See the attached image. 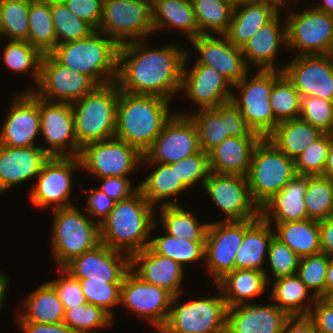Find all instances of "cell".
Returning a JSON list of instances; mask_svg holds the SVG:
<instances>
[{
	"label": "cell",
	"mask_w": 333,
	"mask_h": 333,
	"mask_svg": "<svg viewBox=\"0 0 333 333\" xmlns=\"http://www.w3.org/2000/svg\"><path fill=\"white\" fill-rule=\"evenodd\" d=\"M329 138H330V142L331 144H333V125L332 127L330 128V130L327 132Z\"/></svg>",
	"instance_id": "72"
},
{
	"label": "cell",
	"mask_w": 333,
	"mask_h": 333,
	"mask_svg": "<svg viewBox=\"0 0 333 333\" xmlns=\"http://www.w3.org/2000/svg\"><path fill=\"white\" fill-rule=\"evenodd\" d=\"M301 99L299 91L284 73L274 81L269 102L273 114L279 122L299 119Z\"/></svg>",
	"instance_id": "48"
},
{
	"label": "cell",
	"mask_w": 333,
	"mask_h": 333,
	"mask_svg": "<svg viewBox=\"0 0 333 333\" xmlns=\"http://www.w3.org/2000/svg\"><path fill=\"white\" fill-rule=\"evenodd\" d=\"M184 115H189L196 125L200 150L208 153L228 138L224 127V104Z\"/></svg>",
	"instance_id": "43"
},
{
	"label": "cell",
	"mask_w": 333,
	"mask_h": 333,
	"mask_svg": "<svg viewBox=\"0 0 333 333\" xmlns=\"http://www.w3.org/2000/svg\"><path fill=\"white\" fill-rule=\"evenodd\" d=\"M309 317L313 320L318 333H333V301L316 298Z\"/></svg>",
	"instance_id": "62"
},
{
	"label": "cell",
	"mask_w": 333,
	"mask_h": 333,
	"mask_svg": "<svg viewBox=\"0 0 333 333\" xmlns=\"http://www.w3.org/2000/svg\"><path fill=\"white\" fill-rule=\"evenodd\" d=\"M50 10L57 37V45L88 37L95 30L80 20L61 2H50Z\"/></svg>",
	"instance_id": "50"
},
{
	"label": "cell",
	"mask_w": 333,
	"mask_h": 333,
	"mask_svg": "<svg viewBox=\"0 0 333 333\" xmlns=\"http://www.w3.org/2000/svg\"><path fill=\"white\" fill-rule=\"evenodd\" d=\"M268 284L264 271L234 269L210 287L220 289L228 308H230L261 297L264 292L270 289Z\"/></svg>",
	"instance_id": "34"
},
{
	"label": "cell",
	"mask_w": 333,
	"mask_h": 333,
	"mask_svg": "<svg viewBox=\"0 0 333 333\" xmlns=\"http://www.w3.org/2000/svg\"><path fill=\"white\" fill-rule=\"evenodd\" d=\"M49 155L40 145L8 147L0 145V196L13 186L38 176Z\"/></svg>",
	"instance_id": "25"
},
{
	"label": "cell",
	"mask_w": 333,
	"mask_h": 333,
	"mask_svg": "<svg viewBox=\"0 0 333 333\" xmlns=\"http://www.w3.org/2000/svg\"><path fill=\"white\" fill-rule=\"evenodd\" d=\"M98 31L119 46L148 39L154 34L149 0H103Z\"/></svg>",
	"instance_id": "10"
},
{
	"label": "cell",
	"mask_w": 333,
	"mask_h": 333,
	"mask_svg": "<svg viewBox=\"0 0 333 333\" xmlns=\"http://www.w3.org/2000/svg\"><path fill=\"white\" fill-rule=\"evenodd\" d=\"M288 317L273 302L239 304L228 308L226 333H282Z\"/></svg>",
	"instance_id": "26"
},
{
	"label": "cell",
	"mask_w": 333,
	"mask_h": 333,
	"mask_svg": "<svg viewBox=\"0 0 333 333\" xmlns=\"http://www.w3.org/2000/svg\"><path fill=\"white\" fill-rule=\"evenodd\" d=\"M51 250L58 268L99 244L100 224L75 205L52 210Z\"/></svg>",
	"instance_id": "6"
},
{
	"label": "cell",
	"mask_w": 333,
	"mask_h": 333,
	"mask_svg": "<svg viewBox=\"0 0 333 333\" xmlns=\"http://www.w3.org/2000/svg\"><path fill=\"white\" fill-rule=\"evenodd\" d=\"M221 1L226 2L229 5H231L233 8H235V7L240 6L246 0H221Z\"/></svg>",
	"instance_id": "71"
},
{
	"label": "cell",
	"mask_w": 333,
	"mask_h": 333,
	"mask_svg": "<svg viewBox=\"0 0 333 333\" xmlns=\"http://www.w3.org/2000/svg\"><path fill=\"white\" fill-rule=\"evenodd\" d=\"M174 295L165 288L143 281L131 269L126 273L120 305L160 331L167 323Z\"/></svg>",
	"instance_id": "15"
},
{
	"label": "cell",
	"mask_w": 333,
	"mask_h": 333,
	"mask_svg": "<svg viewBox=\"0 0 333 333\" xmlns=\"http://www.w3.org/2000/svg\"><path fill=\"white\" fill-rule=\"evenodd\" d=\"M282 9L272 2L246 0L235 7L228 31L224 34L235 47L242 48L259 29Z\"/></svg>",
	"instance_id": "30"
},
{
	"label": "cell",
	"mask_w": 333,
	"mask_h": 333,
	"mask_svg": "<svg viewBox=\"0 0 333 333\" xmlns=\"http://www.w3.org/2000/svg\"><path fill=\"white\" fill-rule=\"evenodd\" d=\"M323 176L333 179V144L329 147Z\"/></svg>",
	"instance_id": "68"
},
{
	"label": "cell",
	"mask_w": 333,
	"mask_h": 333,
	"mask_svg": "<svg viewBox=\"0 0 333 333\" xmlns=\"http://www.w3.org/2000/svg\"><path fill=\"white\" fill-rule=\"evenodd\" d=\"M218 295L198 297L180 302V295L172 299L166 325L158 333H226L228 306L220 289Z\"/></svg>",
	"instance_id": "9"
},
{
	"label": "cell",
	"mask_w": 333,
	"mask_h": 333,
	"mask_svg": "<svg viewBox=\"0 0 333 333\" xmlns=\"http://www.w3.org/2000/svg\"><path fill=\"white\" fill-rule=\"evenodd\" d=\"M333 297V257H328V268L325 283V298Z\"/></svg>",
	"instance_id": "66"
},
{
	"label": "cell",
	"mask_w": 333,
	"mask_h": 333,
	"mask_svg": "<svg viewBox=\"0 0 333 333\" xmlns=\"http://www.w3.org/2000/svg\"><path fill=\"white\" fill-rule=\"evenodd\" d=\"M201 35L225 34L234 8L221 0H191Z\"/></svg>",
	"instance_id": "42"
},
{
	"label": "cell",
	"mask_w": 333,
	"mask_h": 333,
	"mask_svg": "<svg viewBox=\"0 0 333 333\" xmlns=\"http://www.w3.org/2000/svg\"><path fill=\"white\" fill-rule=\"evenodd\" d=\"M296 175L295 160L267 138H261L254 147L247 175L251 197L259 208Z\"/></svg>",
	"instance_id": "7"
},
{
	"label": "cell",
	"mask_w": 333,
	"mask_h": 333,
	"mask_svg": "<svg viewBox=\"0 0 333 333\" xmlns=\"http://www.w3.org/2000/svg\"><path fill=\"white\" fill-rule=\"evenodd\" d=\"M272 227L261 216L244 220V237L235 257V269L266 270L264 262L274 236Z\"/></svg>",
	"instance_id": "33"
},
{
	"label": "cell",
	"mask_w": 333,
	"mask_h": 333,
	"mask_svg": "<svg viewBox=\"0 0 333 333\" xmlns=\"http://www.w3.org/2000/svg\"><path fill=\"white\" fill-rule=\"evenodd\" d=\"M60 276L48 281L57 292L59 300L64 305L65 310L79 306L86 302L79 279L72 277L63 268H59Z\"/></svg>",
	"instance_id": "57"
},
{
	"label": "cell",
	"mask_w": 333,
	"mask_h": 333,
	"mask_svg": "<svg viewBox=\"0 0 333 333\" xmlns=\"http://www.w3.org/2000/svg\"><path fill=\"white\" fill-rule=\"evenodd\" d=\"M68 9L80 20L98 30L102 19L103 0H64Z\"/></svg>",
	"instance_id": "58"
},
{
	"label": "cell",
	"mask_w": 333,
	"mask_h": 333,
	"mask_svg": "<svg viewBox=\"0 0 333 333\" xmlns=\"http://www.w3.org/2000/svg\"><path fill=\"white\" fill-rule=\"evenodd\" d=\"M280 12L267 24L263 25L254 36L241 48L247 66L258 70H280L276 68L280 47L286 48V20ZM281 19V20H280ZM283 21V22H282ZM254 65V66H253Z\"/></svg>",
	"instance_id": "27"
},
{
	"label": "cell",
	"mask_w": 333,
	"mask_h": 333,
	"mask_svg": "<svg viewBox=\"0 0 333 333\" xmlns=\"http://www.w3.org/2000/svg\"><path fill=\"white\" fill-rule=\"evenodd\" d=\"M308 175H296L260 208L266 222H293L309 219L304 197Z\"/></svg>",
	"instance_id": "29"
},
{
	"label": "cell",
	"mask_w": 333,
	"mask_h": 333,
	"mask_svg": "<svg viewBox=\"0 0 333 333\" xmlns=\"http://www.w3.org/2000/svg\"><path fill=\"white\" fill-rule=\"evenodd\" d=\"M283 73L280 70H259L254 77L248 72L233 85L230 101L241 111L248 127L261 138H267L278 124L269 97L274 81Z\"/></svg>",
	"instance_id": "8"
},
{
	"label": "cell",
	"mask_w": 333,
	"mask_h": 333,
	"mask_svg": "<svg viewBox=\"0 0 333 333\" xmlns=\"http://www.w3.org/2000/svg\"><path fill=\"white\" fill-rule=\"evenodd\" d=\"M98 85L88 76L70 70L59 63L50 53L43 54L40 63V78L32 91L49 102L74 103L93 91Z\"/></svg>",
	"instance_id": "14"
},
{
	"label": "cell",
	"mask_w": 333,
	"mask_h": 333,
	"mask_svg": "<svg viewBox=\"0 0 333 333\" xmlns=\"http://www.w3.org/2000/svg\"><path fill=\"white\" fill-rule=\"evenodd\" d=\"M294 11V12H293ZM286 48L295 55H326L333 39V16L312 6L304 11L288 12Z\"/></svg>",
	"instance_id": "13"
},
{
	"label": "cell",
	"mask_w": 333,
	"mask_h": 333,
	"mask_svg": "<svg viewBox=\"0 0 333 333\" xmlns=\"http://www.w3.org/2000/svg\"><path fill=\"white\" fill-rule=\"evenodd\" d=\"M190 43L199 56L193 65L216 69L232 86L250 72L241 48L232 45L224 34L199 35Z\"/></svg>",
	"instance_id": "23"
},
{
	"label": "cell",
	"mask_w": 333,
	"mask_h": 333,
	"mask_svg": "<svg viewBox=\"0 0 333 333\" xmlns=\"http://www.w3.org/2000/svg\"><path fill=\"white\" fill-rule=\"evenodd\" d=\"M209 173L208 153L203 150L176 162V174L188 189L199 182L204 186Z\"/></svg>",
	"instance_id": "56"
},
{
	"label": "cell",
	"mask_w": 333,
	"mask_h": 333,
	"mask_svg": "<svg viewBox=\"0 0 333 333\" xmlns=\"http://www.w3.org/2000/svg\"><path fill=\"white\" fill-rule=\"evenodd\" d=\"M119 45L103 32L58 44L50 54L70 70L90 77L98 86L116 81Z\"/></svg>",
	"instance_id": "4"
},
{
	"label": "cell",
	"mask_w": 333,
	"mask_h": 333,
	"mask_svg": "<svg viewBox=\"0 0 333 333\" xmlns=\"http://www.w3.org/2000/svg\"><path fill=\"white\" fill-rule=\"evenodd\" d=\"M113 318L103 308L85 302L79 306L65 310L63 323L74 333H96L94 329L111 327Z\"/></svg>",
	"instance_id": "49"
},
{
	"label": "cell",
	"mask_w": 333,
	"mask_h": 333,
	"mask_svg": "<svg viewBox=\"0 0 333 333\" xmlns=\"http://www.w3.org/2000/svg\"><path fill=\"white\" fill-rule=\"evenodd\" d=\"M171 101L157 96L131 94L119 89L115 137L143 155L173 115Z\"/></svg>",
	"instance_id": "3"
},
{
	"label": "cell",
	"mask_w": 333,
	"mask_h": 333,
	"mask_svg": "<svg viewBox=\"0 0 333 333\" xmlns=\"http://www.w3.org/2000/svg\"><path fill=\"white\" fill-rule=\"evenodd\" d=\"M119 88L116 82L97 86L72 103L78 146L115 137Z\"/></svg>",
	"instance_id": "5"
},
{
	"label": "cell",
	"mask_w": 333,
	"mask_h": 333,
	"mask_svg": "<svg viewBox=\"0 0 333 333\" xmlns=\"http://www.w3.org/2000/svg\"><path fill=\"white\" fill-rule=\"evenodd\" d=\"M147 40L119 46L115 82L121 91L157 95L172 101L181 90L188 48L172 43L152 48Z\"/></svg>",
	"instance_id": "1"
},
{
	"label": "cell",
	"mask_w": 333,
	"mask_h": 333,
	"mask_svg": "<svg viewBox=\"0 0 333 333\" xmlns=\"http://www.w3.org/2000/svg\"><path fill=\"white\" fill-rule=\"evenodd\" d=\"M154 34L160 30L177 29L188 41L201 35L191 0H154L152 2Z\"/></svg>",
	"instance_id": "35"
},
{
	"label": "cell",
	"mask_w": 333,
	"mask_h": 333,
	"mask_svg": "<svg viewBox=\"0 0 333 333\" xmlns=\"http://www.w3.org/2000/svg\"><path fill=\"white\" fill-rule=\"evenodd\" d=\"M39 1H46V2H61L64 0H39Z\"/></svg>",
	"instance_id": "74"
},
{
	"label": "cell",
	"mask_w": 333,
	"mask_h": 333,
	"mask_svg": "<svg viewBox=\"0 0 333 333\" xmlns=\"http://www.w3.org/2000/svg\"><path fill=\"white\" fill-rule=\"evenodd\" d=\"M86 302L103 308L114 318L113 311L120 305L122 283H108V280L79 279Z\"/></svg>",
	"instance_id": "52"
},
{
	"label": "cell",
	"mask_w": 333,
	"mask_h": 333,
	"mask_svg": "<svg viewBox=\"0 0 333 333\" xmlns=\"http://www.w3.org/2000/svg\"><path fill=\"white\" fill-rule=\"evenodd\" d=\"M155 208L140 189L130 197L117 201L100 223L101 243L130 257L147 248L153 235L151 232H156L159 223L156 222Z\"/></svg>",
	"instance_id": "2"
},
{
	"label": "cell",
	"mask_w": 333,
	"mask_h": 333,
	"mask_svg": "<svg viewBox=\"0 0 333 333\" xmlns=\"http://www.w3.org/2000/svg\"><path fill=\"white\" fill-rule=\"evenodd\" d=\"M321 252L333 257V216L319 221Z\"/></svg>",
	"instance_id": "65"
},
{
	"label": "cell",
	"mask_w": 333,
	"mask_h": 333,
	"mask_svg": "<svg viewBox=\"0 0 333 333\" xmlns=\"http://www.w3.org/2000/svg\"><path fill=\"white\" fill-rule=\"evenodd\" d=\"M23 333H74L66 324H42L34 322H17Z\"/></svg>",
	"instance_id": "64"
},
{
	"label": "cell",
	"mask_w": 333,
	"mask_h": 333,
	"mask_svg": "<svg viewBox=\"0 0 333 333\" xmlns=\"http://www.w3.org/2000/svg\"><path fill=\"white\" fill-rule=\"evenodd\" d=\"M330 145V138L324 133L295 159L296 173L310 176L323 175Z\"/></svg>",
	"instance_id": "54"
},
{
	"label": "cell",
	"mask_w": 333,
	"mask_h": 333,
	"mask_svg": "<svg viewBox=\"0 0 333 333\" xmlns=\"http://www.w3.org/2000/svg\"><path fill=\"white\" fill-rule=\"evenodd\" d=\"M281 71L301 97L313 96L333 102V58L326 55H294Z\"/></svg>",
	"instance_id": "21"
},
{
	"label": "cell",
	"mask_w": 333,
	"mask_h": 333,
	"mask_svg": "<svg viewBox=\"0 0 333 333\" xmlns=\"http://www.w3.org/2000/svg\"><path fill=\"white\" fill-rule=\"evenodd\" d=\"M174 110L165 122L152 146L144 153L142 162L171 164L200 151L198 132L189 115Z\"/></svg>",
	"instance_id": "17"
},
{
	"label": "cell",
	"mask_w": 333,
	"mask_h": 333,
	"mask_svg": "<svg viewBox=\"0 0 333 333\" xmlns=\"http://www.w3.org/2000/svg\"><path fill=\"white\" fill-rule=\"evenodd\" d=\"M28 18L27 42L36 47L42 54L50 53L57 46L50 2L32 0Z\"/></svg>",
	"instance_id": "41"
},
{
	"label": "cell",
	"mask_w": 333,
	"mask_h": 333,
	"mask_svg": "<svg viewBox=\"0 0 333 333\" xmlns=\"http://www.w3.org/2000/svg\"><path fill=\"white\" fill-rule=\"evenodd\" d=\"M224 127L228 137L259 136L248 127L241 111L231 101L224 104Z\"/></svg>",
	"instance_id": "60"
},
{
	"label": "cell",
	"mask_w": 333,
	"mask_h": 333,
	"mask_svg": "<svg viewBox=\"0 0 333 333\" xmlns=\"http://www.w3.org/2000/svg\"><path fill=\"white\" fill-rule=\"evenodd\" d=\"M312 7L333 16V0H322L319 4L317 2V4Z\"/></svg>",
	"instance_id": "69"
},
{
	"label": "cell",
	"mask_w": 333,
	"mask_h": 333,
	"mask_svg": "<svg viewBox=\"0 0 333 333\" xmlns=\"http://www.w3.org/2000/svg\"><path fill=\"white\" fill-rule=\"evenodd\" d=\"M149 247L157 254L171 258L181 266L203 261L205 242H192L164 233L162 236L150 239Z\"/></svg>",
	"instance_id": "44"
},
{
	"label": "cell",
	"mask_w": 333,
	"mask_h": 333,
	"mask_svg": "<svg viewBox=\"0 0 333 333\" xmlns=\"http://www.w3.org/2000/svg\"><path fill=\"white\" fill-rule=\"evenodd\" d=\"M130 269L143 281L165 288L174 296L182 294L185 268L149 246L130 257Z\"/></svg>",
	"instance_id": "28"
},
{
	"label": "cell",
	"mask_w": 333,
	"mask_h": 333,
	"mask_svg": "<svg viewBox=\"0 0 333 333\" xmlns=\"http://www.w3.org/2000/svg\"><path fill=\"white\" fill-rule=\"evenodd\" d=\"M9 277L6 273L0 272V312L4 305L9 290Z\"/></svg>",
	"instance_id": "67"
},
{
	"label": "cell",
	"mask_w": 333,
	"mask_h": 333,
	"mask_svg": "<svg viewBox=\"0 0 333 333\" xmlns=\"http://www.w3.org/2000/svg\"><path fill=\"white\" fill-rule=\"evenodd\" d=\"M2 50V59L6 68L14 73H31L33 85L40 78V63L43 54L27 41L9 40Z\"/></svg>",
	"instance_id": "45"
},
{
	"label": "cell",
	"mask_w": 333,
	"mask_h": 333,
	"mask_svg": "<svg viewBox=\"0 0 333 333\" xmlns=\"http://www.w3.org/2000/svg\"><path fill=\"white\" fill-rule=\"evenodd\" d=\"M267 257L268 266L271 270L269 272L265 270L264 273L268 282L270 279L268 273H272L271 278H274V280L297 273L300 257L275 236L272 237L269 243Z\"/></svg>",
	"instance_id": "53"
},
{
	"label": "cell",
	"mask_w": 333,
	"mask_h": 333,
	"mask_svg": "<svg viewBox=\"0 0 333 333\" xmlns=\"http://www.w3.org/2000/svg\"><path fill=\"white\" fill-rule=\"evenodd\" d=\"M327 268L328 256L325 253L300 258L296 274L315 298H325Z\"/></svg>",
	"instance_id": "51"
},
{
	"label": "cell",
	"mask_w": 333,
	"mask_h": 333,
	"mask_svg": "<svg viewBox=\"0 0 333 333\" xmlns=\"http://www.w3.org/2000/svg\"><path fill=\"white\" fill-rule=\"evenodd\" d=\"M203 188L213 204L225 214L223 221L260 217V208L251 197L247 177L210 172Z\"/></svg>",
	"instance_id": "16"
},
{
	"label": "cell",
	"mask_w": 333,
	"mask_h": 333,
	"mask_svg": "<svg viewBox=\"0 0 333 333\" xmlns=\"http://www.w3.org/2000/svg\"><path fill=\"white\" fill-rule=\"evenodd\" d=\"M101 183V189L107 196L113 200L121 201L133 195L138 189L139 185L133 186L128 177H105L97 179Z\"/></svg>",
	"instance_id": "61"
},
{
	"label": "cell",
	"mask_w": 333,
	"mask_h": 333,
	"mask_svg": "<svg viewBox=\"0 0 333 333\" xmlns=\"http://www.w3.org/2000/svg\"><path fill=\"white\" fill-rule=\"evenodd\" d=\"M31 1L0 0V39L27 41Z\"/></svg>",
	"instance_id": "46"
},
{
	"label": "cell",
	"mask_w": 333,
	"mask_h": 333,
	"mask_svg": "<svg viewBox=\"0 0 333 333\" xmlns=\"http://www.w3.org/2000/svg\"><path fill=\"white\" fill-rule=\"evenodd\" d=\"M143 154L134 146L116 137L85 145L80 152L81 172L96 179L129 177L142 166Z\"/></svg>",
	"instance_id": "12"
},
{
	"label": "cell",
	"mask_w": 333,
	"mask_h": 333,
	"mask_svg": "<svg viewBox=\"0 0 333 333\" xmlns=\"http://www.w3.org/2000/svg\"><path fill=\"white\" fill-rule=\"evenodd\" d=\"M6 119L0 129V145L8 147L37 146L40 135L39 97L32 91L13 94Z\"/></svg>",
	"instance_id": "20"
},
{
	"label": "cell",
	"mask_w": 333,
	"mask_h": 333,
	"mask_svg": "<svg viewBox=\"0 0 333 333\" xmlns=\"http://www.w3.org/2000/svg\"><path fill=\"white\" fill-rule=\"evenodd\" d=\"M74 171H81L79 157H49L28 191L30 203L37 209L52 207L55 210L73 206L70 199Z\"/></svg>",
	"instance_id": "11"
},
{
	"label": "cell",
	"mask_w": 333,
	"mask_h": 333,
	"mask_svg": "<svg viewBox=\"0 0 333 333\" xmlns=\"http://www.w3.org/2000/svg\"><path fill=\"white\" fill-rule=\"evenodd\" d=\"M141 165H148V168L152 169L151 173L138 184L145 199L153 207H157L156 204L159 202H161L160 207L178 205V195L189 189L176 174V162L171 164L142 162Z\"/></svg>",
	"instance_id": "32"
},
{
	"label": "cell",
	"mask_w": 333,
	"mask_h": 333,
	"mask_svg": "<svg viewBox=\"0 0 333 333\" xmlns=\"http://www.w3.org/2000/svg\"><path fill=\"white\" fill-rule=\"evenodd\" d=\"M282 333H318L309 316H289L284 323Z\"/></svg>",
	"instance_id": "63"
},
{
	"label": "cell",
	"mask_w": 333,
	"mask_h": 333,
	"mask_svg": "<svg viewBox=\"0 0 333 333\" xmlns=\"http://www.w3.org/2000/svg\"><path fill=\"white\" fill-rule=\"evenodd\" d=\"M40 134L47 144L41 147L50 157H79L74 133V112L70 103L39 98Z\"/></svg>",
	"instance_id": "18"
},
{
	"label": "cell",
	"mask_w": 333,
	"mask_h": 333,
	"mask_svg": "<svg viewBox=\"0 0 333 333\" xmlns=\"http://www.w3.org/2000/svg\"><path fill=\"white\" fill-rule=\"evenodd\" d=\"M304 202L308 218L321 221L333 216V179L308 175Z\"/></svg>",
	"instance_id": "47"
},
{
	"label": "cell",
	"mask_w": 333,
	"mask_h": 333,
	"mask_svg": "<svg viewBox=\"0 0 333 333\" xmlns=\"http://www.w3.org/2000/svg\"><path fill=\"white\" fill-rule=\"evenodd\" d=\"M159 220L165 233L192 242H205L208 223H200L193 212L180 205L161 206Z\"/></svg>",
	"instance_id": "40"
},
{
	"label": "cell",
	"mask_w": 333,
	"mask_h": 333,
	"mask_svg": "<svg viewBox=\"0 0 333 333\" xmlns=\"http://www.w3.org/2000/svg\"><path fill=\"white\" fill-rule=\"evenodd\" d=\"M260 1H269V2H272V3H274L275 5H277L279 8L281 7V9H282V7H284L285 8V6L288 4L289 6H290V2H292V1H288V0H260ZM294 1V0H293ZM288 2V3H287ZM295 2H297V0H295ZM286 4V5H285Z\"/></svg>",
	"instance_id": "70"
},
{
	"label": "cell",
	"mask_w": 333,
	"mask_h": 333,
	"mask_svg": "<svg viewBox=\"0 0 333 333\" xmlns=\"http://www.w3.org/2000/svg\"><path fill=\"white\" fill-rule=\"evenodd\" d=\"M244 237V220L209 222L204 263L212 284L235 269V257Z\"/></svg>",
	"instance_id": "19"
},
{
	"label": "cell",
	"mask_w": 333,
	"mask_h": 333,
	"mask_svg": "<svg viewBox=\"0 0 333 333\" xmlns=\"http://www.w3.org/2000/svg\"><path fill=\"white\" fill-rule=\"evenodd\" d=\"M260 136L228 137L208 152L210 172L247 177Z\"/></svg>",
	"instance_id": "31"
},
{
	"label": "cell",
	"mask_w": 333,
	"mask_h": 333,
	"mask_svg": "<svg viewBox=\"0 0 333 333\" xmlns=\"http://www.w3.org/2000/svg\"><path fill=\"white\" fill-rule=\"evenodd\" d=\"M268 223L274 226V236L286 244L300 258L321 252L319 221L306 219Z\"/></svg>",
	"instance_id": "38"
},
{
	"label": "cell",
	"mask_w": 333,
	"mask_h": 333,
	"mask_svg": "<svg viewBox=\"0 0 333 333\" xmlns=\"http://www.w3.org/2000/svg\"><path fill=\"white\" fill-rule=\"evenodd\" d=\"M21 307L24 310L18 314L17 322L55 324L64 321V305L48 282H44L29 295H26Z\"/></svg>",
	"instance_id": "37"
},
{
	"label": "cell",
	"mask_w": 333,
	"mask_h": 333,
	"mask_svg": "<svg viewBox=\"0 0 333 333\" xmlns=\"http://www.w3.org/2000/svg\"><path fill=\"white\" fill-rule=\"evenodd\" d=\"M190 53L192 51H187L184 60L180 92L198 107L197 110L214 109L229 102L233 91L229 81L216 69L206 65H193L188 71Z\"/></svg>",
	"instance_id": "22"
},
{
	"label": "cell",
	"mask_w": 333,
	"mask_h": 333,
	"mask_svg": "<svg viewBox=\"0 0 333 333\" xmlns=\"http://www.w3.org/2000/svg\"><path fill=\"white\" fill-rule=\"evenodd\" d=\"M63 269L76 279L122 283L130 270V256L101 243L67 263Z\"/></svg>",
	"instance_id": "24"
},
{
	"label": "cell",
	"mask_w": 333,
	"mask_h": 333,
	"mask_svg": "<svg viewBox=\"0 0 333 333\" xmlns=\"http://www.w3.org/2000/svg\"><path fill=\"white\" fill-rule=\"evenodd\" d=\"M324 133L301 119L278 122L267 137L281 152L295 160Z\"/></svg>",
	"instance_id": "39"
},
{
	"label": "cell",
	"mask_w": 333,
	"mask_h": 333,
	"mask_svg": "<svg viewBox=\"0 0 333 333\" xmlns=\"http://www.w3.org/2000/svg\"><path fill=\"white\" fill-rule=\"evenodd\" d=\"M272 280L269 281L273 287L267 301L273 302L288 316H309L316 298L297 274Z\"/></svg>",
	"instance_id": "36"
},
{
	"label": "cell",
	"mask_w": 333,
	"mask_h": 333,
	"mask_svg": "<svg viewBox=\"0 0 333 333\" xmlns=\"http://www.w3.org/2000/svg\"><path fill=\"white\" fill-rule=\"evenodd\" d=\"M299 119L327 133L333 125V102L313 96L302 97Z\"/></svg>",
	"instance_id": "55"
},
{
	"label": "cell",
	"mask_w": 333,
	"mask_h": 333,
	"mask_svg": "<svg viewBox=\"0 0 333 333\" xmlns=\"http://www.w3.org/2000/svg\"><path fill=\"white\" fill-rule=\"evenodd\" d=\"M328 55L333 58V39H332V42H331V45H330V50L328 52Z\"/></svg>",
	"instance_id": "73"
},
{
	"label": "cell",
	"mask_w": 333,
	"mask_h": 333,
	"mask_svg": "<svg viewBox=\"0 0 333 333\" xmlns=\"http://www.w3.org/2000/svg\"><path fill=\"white\" fill-rule=\"evenodd\" d=\"M81 190H83V194L88 193L89 195L86 201L87 207L85 213L89 217L91 216L90 218L92 220L97 221L100 224L114 208L116 201L107 196L97 186L90 189L91 191L84 190L83 188Z\"/></svg>",
	"instance_id": "59"
}]
</instances>
